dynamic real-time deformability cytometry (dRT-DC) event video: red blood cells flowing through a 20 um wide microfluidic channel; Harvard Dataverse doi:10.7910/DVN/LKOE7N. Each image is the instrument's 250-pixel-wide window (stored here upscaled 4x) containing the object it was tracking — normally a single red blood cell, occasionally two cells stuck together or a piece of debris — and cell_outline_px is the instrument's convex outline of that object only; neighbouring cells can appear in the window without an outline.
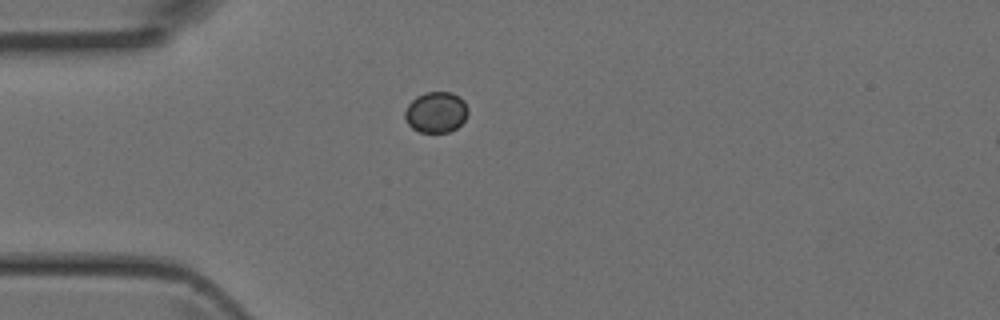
{"species": "Egyptian fruit bat (a non-hibernating species)", "species_latin": "Rousettus aegyptiacus", "temperature_condition": "room temperature", "stored_images_in_passage": 1, "camera_frame_rate_fps": 3000, "um_per_image_px": 0.085, "animal": {"sex": "female"}, "frame": {"image": 1, "passage_image": 1, "time_ms": 0.0, "image_size_px": [1000, 320], "cell_outline_px": [[468, 116], [456, 128], [448, 132], [420, 132], [412, 128], [408, 124], [404, 116], [404, 112], [408, 104], [416, 96], [424, 92], [452, 92], [460, 96], [464, 100], [468, 108]], "centroid_in_image_um": [37.07, 9.52], "position_along_channel_um": 47.9, "area_um2": 15.2}}